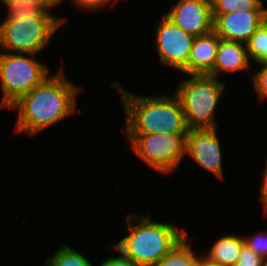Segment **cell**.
I'll list each match as a JSON object with an SVG mask.
<instances>
[{
    "label": "cell",
    "instance_id": "6da1fadb",
    "mask_svg": "<svg viewBox=\"0 0 267 266\" xmlns=\"http://www.w3.org/2000/svg\"><path fill=\"white\" fill-rule=\"evenodd\" d=\"M81 91V87L67 80L61 70L49 75L8 107L18 110L15 131L34 135L74 114L76 97Z\"/></svg>",
    "mask_w": 267,
    "mask_h": 266
},
{
    "label": "cell",
    "instance_id": "7a4b0ae2",
    "mask_svg": "<svg viewBox=\"0 0 267 266\" xmlns=\"http://www.w3.org/2000/svg\"><path fill=\"white\" fill-rule=\"evenodd\" d=\"M5 6L8 15L0 23V46L9 53L38 54L65 21L36 2Z\"/></svg>",
    "mask_w": 267,
    "mask_h": 266
},
{
    "label": "cell",
    "instance_id": "3957f363",
    "mask_svg": "<svg viewBox=\"0 0 267 266\" xmlns=\"http://www.w3.org/2000/svg\"><path fill=\"white\" fill-rule=\"evenodd\" d=\"M120 91L126 115L124 133H188L185 114L176 95L138 96L131 93L118 82L111 86Z\"/></svg>",
    "mask_w": 267,
    "mask_h": 266
},
{
    "label": "cell",
    "instance_id": "277c9868",
    "mask_svg": "<svg viewBox=\"0 0 267 266\" xmlns=\"http://www.w3.org/2000/svg\"><path fill=\"white\" fill-rule=\"evenodd\" d=\"M128 215L126 224L129 234L123 237L112 249L121 252L138 266H154L159 262L187 233L174 224L154 222L150 214L133 219Z\"/></svg>",
    "mask_w": 267,
    "mask_h": 266
},
{
    "label": "cell",
    "instance_id": "5b68a950",
    "mask_svg": "<svg viewBox=\"0 0 267 266\" xmlns=\"http://www.w3.org/2000/svg\"><path fill=\"white\" fill-rule=\"evenodd\" d=\"M225 90L224 82L204 74L191 75L176 89L186 124L191 129H217L214 110Z\"/></svg>",
    "mask_w": 267,
    "mask_h": 266
},
{
    "label": "cell",
    "instance_id": "8992f818",
    "mask_svg": "<svg viewBox=\"0 0 267 266\" xmlns=\"http://www.w3.org/2000/svg\"><path fill=\"white\" fill-rule=\"evenodd\" d=\"M34 55L36 54L0 53L2 108H8L20 96L33 90L49 76V68L46 64L38 62Z\"/></svg>",
    "mask_w": 267,
    "mask_h": 266
},
{
    "label": "cell",
    "instance_id": "52a82bcc",
    "mask_svg": "<svg viewBox=\"0 0 267 266\" xmlns=\"http://www.w3.org/2000/svg\"><path fill=\"white\" fill-rule=\"evenodd\" d=\"M128 144L141 160L161 173L173 172L186 156L188 133H125Z\"/></svg>",
    "mask_w": 267,
    "mask_h": 266
},
{
    "label": "cell",
    "instance_id": "ba28073f",
    "mask_svg": "<svg viewBox=\"0 0 267 266\" xmlns=\"http://www.w3.org/2000/svg\"><path fill=\"white\" fill-rule=\"evenodd\" d=\"M156 29L155 45L162 64L188 74L189 54L195 37L165 15L158 21Z\"/></svg>",
    "mask_w": 267,
    "mask_h": 266
},
{
    "label": "cell",
    "instance_id": "9c48e42d",
    "mask_svg": "<svg viewBox=\"0 0 267 266\" xmlns=\"http://www.w3.org/2000/svg\"><path fill=\"white\" fill-rule=\"evenodd\" d=\"M164 15L193 37L213 32L211 0H178Z\"/></svg>",
    "mask_w": 267,
    "mask_h": 266
},
{
    "label": "cell",
    "instance_id": "30bf717a",
    "mask_svg": "<svg viewBox=\"0 0 267 266\" xmlns=\"http://www.w3.org/2000/svg\"><path fill=\"white\" fill-rule=\"evenodd\" d=\"M186 154L220 180L223 178L222 152L216 128L189 130L186 138Z\"/></svg>",
    "mask_w": 267,
    "mask_h": 266
},
{
    "label": "cell",
    "instance_id": "8fae6325",
    "mask_svg": "<svg viewBox=\"0 0 267 266\" xmlns=\"http://www.w3.org/2000/svg\"><path fill=\"white\" fill-rule=\"evenodd\" d=\"M212 16L213 32L220 39L246 44L267 20V11H235Z\"/></svg>",
    "mask_w": 267,
    "mask_h": 266
},
{
    "label": "cell",
    "instance_id": "7c38bea8",
    "mask_svg": "<svg viewBox=\"0 0 267 266\" xmlns=\"http://www.w3.org/2000/svg\"><path fill=\"white\" fill-rule=\"evenodd\" d=\"M250 68V58L245 43L220 39L216 61L208 75L218 79L221 72L233 73Z\"/></svg>",
    "mask_w": 267,
    "mask_h": 266
},
{
    "label": "cell",
    "instance_id": "4fadbf2b",
    "mask_svg": "<svg viewBox=\"0 0 267 266\" xmlns=\"http://www.w3.org/2000/svg\"><path fill=\"white\" fill-rule=\"evenodd\" d=\"M220 38L211 32L195 37L188 60V75H208L216 61Z\"/></svg>",
    "mask_w": 267,
    "mask_h": 266
},
{
    "label": "cell",
    "instance_id": "5bb4252c",
    "mask_svg": "<svg viewBox=\"0 0 267 266\" xmlns=\"http://www.w3.org/2000/svg\"><path fill=\"white\" fill-rule=\"evenodd\" d=\"M245 244L243 237L224 235L216 240L210 253L203 257L211 263L222 266H234Z\"/></svg>",
    "mask_w": 267,
    "mask_h": 266
},
{
    "label": "cell",
    "instance_id": "9a60e30c",
    "mask_svg": "<svg viewBox=\"0 0 267 266\" xmlns=\"http://www.w3.org/2000/svg\"><path fill=\"white\" fill-rule=\"evenodd\" d=\"M186 234L159 262L154 266H201L202 256L196 257L191 249Z\"/></svg>",
    "mask_w": 267,
    "mask_h": 266
},
{
    "label": "cell",
    "instance_id": "2e32d148",
    "mask_svg": "<svg viewBox=\"0 0 267 266\" xmlns=\"http://www.w3.org/2000/svg\"><path fill=\"white\" fill-rule=\"evenodd\" d=\"M212 15L235 11H267L262 0H211Z\"/></svg>",
    "mask_w": 267,
    "mask_h": 266
},
{
    "label": "cell",
    "instance_id": "e0dca14e",
    "mask_svg": "<svg viewBox=\"0 0 267 266\" xmlns=\"http://www.w3.org/2000/svg\"><path fill=\"white\" fill-rule=\"evenodd\" d=\"M47 266H93L89 260L70 246L63 245L46 260Z\"/></svg>",
    "mask_w": 267,
    "mask_h": 266
},
{
    "label": "cell",
    "instance_id": "ac0fdd59",
    "mask_svg": "<svg viewBox=\"0 0 267 266\" xmlns=\"http://www.w3.org/2000/svg\"><path fill=\"white\" fill-rule=\"evenodd\" d=\"M249 58L257 64L267 63V20L246 43Z\"/></svg>",
    "mask_w": 267,
    "mask_h": 266
},
{
    "label": "cell",
    "instance_id": "d6986e66",
    "mask_svg": "<svg viewBox=\"0 0 267 266\" xmlns=\"http://www.w3.org/2000/svg\"><path fill=\"white\" fill-rule=\"evenodd\" d=\"M259 71L251 74L253 87L260 100L267 99V63H261Z\"/></svg>",
    "mask_w": 267,
    "mask_h": 266
},
{
    "label": "cell",
    "instance_id": "ffe728a7",
    "mask_svg": "<svg viewBox=\"0 0 267 266\" xmlns=\"http://www.w3.org/2000/svg\"><path fill=\"white\" fill-rule=\"evenodd\" d=\"M245 245L251 248L262 258L267 256V235L264 232H258L252 237L245 238Z\"/></svg>",
    "mask_w": 267,
    "mask_h": 266
},
{
    "label": "cell",
    "instance_id": "44dd1931",
    "mask_svg": "<svg viewBox=\"0 0 267 266\" xmlns=\"http://www.w3.org/2000/svg\"><path fill=\"white\" fill-rule=\"evenodd\" d=\"M263 258L244 244L234 266H262Z\"/></svg>",
    "mask_w": 267,
    "mask_h": 266
},
{
    "label": "cell",
    "instance_id": "7402d4cb",
    "mask_svg": "<svg viewBox=\"0 0 267 266\" xmlns=\"http://www.w3.org/2000/svg\"><path fill=\"white\" fill-rule=\"evenodd\" d=\"M73 2L82 9L84 8L83 10L93 11L110 4L112 0H73Z\"/></svg>",
    "mask_w": 267,
    "mask_h": 266
},
{
    "label": "cell",
    "instance_id": "603a6c76",
    "mask_svg": "<svg viewBox=\"0 0 267 266\" xmlns=\"http://www.w3.org/2000/svg\"><path fill=\"white\" fill-rule=\"evenodd\" d=\"M119 253L120 255L118 257H109L105 259L100 266H138L127 256L123 255L121 252Z\"/></svg>",
    "mask_w": 267,
    "mask_h": 266
},
{
    "label": "cell",
    "instance_id": "cb8c5ba5",
    "mask_svg": "<svg viewBox=\"0 0 267 266\" xmlns=\"http://www.w3.org/2000/svg\"><path fill=\"white\" fill-rule=\"evenodd\" d=\"M4 4L7 3H16V2H36L40 4L46 11H49L52 7H56L59 5L63 0H1Z\"/></svg>",
    "mask_w": 267,
    "mask_h": 266
},
{
    "label": "cell",
    "instance_id": "d4e9b609",
    "mask_svg": "<svg viewBox=\"0 0 267 266\" xmlns=\"http://www.w3.org/2000/svg\"><path fill=\"white\" fill-rule=\"evenodd\" d=\"M262 174H263L262 186L260 188L259 196H260L261 202L263 203V208L265 212L267 213V162H266L265 170Z\"/></svg>",
    "mask_w": 267,
    "mask_h": 266
},
{
    "label": "cell",
    "instance_id": "484cf974",
    "mask_svg": "<svg viewBox=\"0 0 267 266\" xmlns=\"http://www.w3.org/2000/svg\"><path fill=\"white\" fill-rule=\"evenodd\" d=\"M201 266H222L218 264H214L206 260L204 257H202Z\"/></svg>",
    "mask_w": 267,
    "mask_h": 266
},
{
    "label": "cell",
    "instance_id": "4316f807",
    "mask_svg": "<svg viewBox=\"0 0 267 266\" xmlns=\"http://www.w3.org/2000/svg\"><path fill=\"white\" fill-rule=\"evenodd\" d=\"M262 266H267V256L263 258Z\"/></svg>",
    "mask_w": 267,
    "mask_h": 266
}]
</instances>
